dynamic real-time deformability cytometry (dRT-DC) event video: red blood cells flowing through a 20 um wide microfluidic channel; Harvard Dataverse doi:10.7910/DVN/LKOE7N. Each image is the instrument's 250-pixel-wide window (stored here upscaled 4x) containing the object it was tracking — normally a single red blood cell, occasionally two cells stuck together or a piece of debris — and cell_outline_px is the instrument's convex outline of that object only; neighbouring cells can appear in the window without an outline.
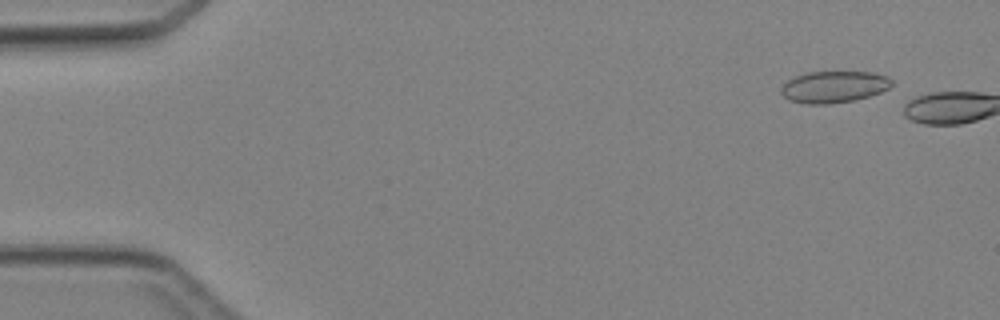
{"species": "Egyptian fruit bat (a non-hibernating species)", "species_latin": "Rousettus aegyptiacus", "temperature_condition": "cold", "stored_images_in_passage": 4, "camera_frame_rate_fps": 3000, "um_per_image_px": 0.085, "animal": {"sex": "female"}, "frame": {"image": 1, "passage_image": 2, "time_ms": 0.333, "image_size_px": [1000, 320], "cell_outline_px": [[892, 84], [888, 88], [880, 92], [856, 100], [828, 104], [804, 104], [788, 100], [780, 92], [780, 88], [788, 80], [796, 76], [808, 72], [872, 72], [888, 76], [892, 80]], "centroid_in_image_um": [70.87, 7.39], "position_along_channel_um": 14.1, "area_um2": 20.46}}